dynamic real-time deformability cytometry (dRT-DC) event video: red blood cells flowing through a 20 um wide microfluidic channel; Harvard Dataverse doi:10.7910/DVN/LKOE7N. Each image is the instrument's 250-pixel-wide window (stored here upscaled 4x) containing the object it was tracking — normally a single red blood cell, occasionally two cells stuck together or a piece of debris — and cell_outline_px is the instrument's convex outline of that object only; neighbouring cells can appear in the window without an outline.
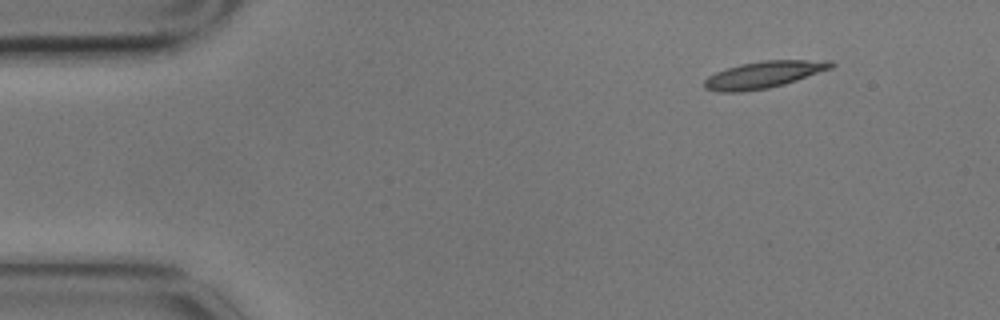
{"species": "common noctule bat (a hibernating species)", "species_latin": "Nyctalus noctula", "temperature_condition": "cold", "stored_images_in_passage": 4, "camera_frame_rate_fps": 3000, "um_per_image_px": 0.085, "animal": {"sex": "male", "body_mass_g": 17.9}, "frame": {"image": 1, "passage_image": 1, "time_ms": 0.0, "image_size_px": [1000, 320], "cell_outline_px": [[836, 64], [832, 68], [784, 84], [768, 88], [740, 92], [720, 92], [704, 88], [704, 80], [708, 76], [716, 72], [740, 64], [764, 60], [832, 60]], "centroid_in_image_um": [64.93, 6.34], "position_along_channel_um": 20.1, "area_um2": 19.77}}